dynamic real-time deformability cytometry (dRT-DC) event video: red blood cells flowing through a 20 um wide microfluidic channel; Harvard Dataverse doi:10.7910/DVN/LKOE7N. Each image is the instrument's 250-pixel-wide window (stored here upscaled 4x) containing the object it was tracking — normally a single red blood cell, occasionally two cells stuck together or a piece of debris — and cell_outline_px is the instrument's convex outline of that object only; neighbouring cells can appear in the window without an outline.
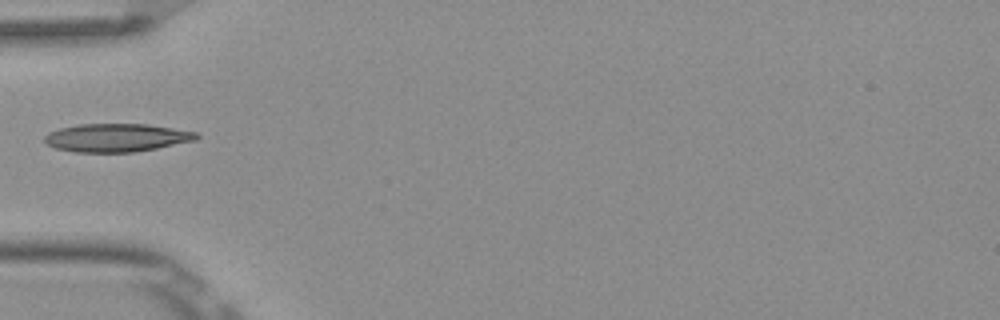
{"species": "Egyptian fruit bat (a non-hibernating species)", "species_latin": "Rousettus aegyptiacus", "temperature_condition": "room temperature", "stored_images_in_passage": 1, "camera_frame_rate_fps": 3000, "um_per_image_px": 0.085, "frame": {"image": 1, "passage_image": 1, "time_ms": 0.0, "image_size_px": [1000, 320], "cell_outline_px": [[200, 136], [196, 140], [136, 152], [76, 152], [56, 148], [48, 144], [44, 140], [44, 136], [48, 132], [60, 128], [80, 124], [148, 124], [196, 132]], "centroid_in_image_um": [9.9, 11.7], "position_along_channel_um": 75.1, "area_um2": 24.85}}